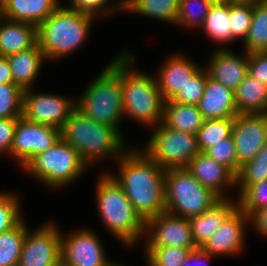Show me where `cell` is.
Segmentation results:
<instances>
[{
    "instance_id": "cell-43",
    "label": "cell",
    "mask_w": 267,
    "mask_h": 266,
    "mask_svg": "<svg viewBox=\"0 0 267 266\" xmlns=\"http://www.w3.org/2000/svg\"><path fill=\"white\" fill-rule=\"evenodd\" d=\"M20 117L0 118V153L11 154L14 131Z\"/></svg>"
},
{
    "instance_id": "cell-52",
    "label": "cell",
    "mask_w": 267,
    "mask_h": 266,
    "mask_svg": "<svg viewBox=\"0 0 267 266\" xmlns=\"http://www.w3.org/2000/svg\"><path fill=\"white\" fill-rule=\"evenodd\" d=\"M3 3H4V0H0V5H3Z\"/></svg>"
},
{
    "instance_id": "cell-42",
    "label": "cell",
    "mask_w": 267,
    "mask_h": 266,
    "mask_svg": "<svg viewBox=\"0 0 267 266\" xmlns=\"http://www.w3.org/2000/svg\"><path fill=\"white\" fill-rule=\"evenodd\" d=\"M248 73L267 85V52L248 54Z\"/></svg>"
},
{
    "instance_id": "cell-49",
    "label": "cell",
    "mask_w": 267,
    "mask_h": 266,
    "mask_svg": "<svg viewBox=\"0 0 267 266\" xmlns=\"http://www.w3.org/2000/svg\"><path fill=\"white\" fill-rule=\"evenodd\" d=\"M231 2H258V1H261V0H229Z\"/></svg>"
},
{
    "instance_id": "cell-19",
    "label": "cell",
    "mask_w": 267,
    "mask_h": 266,
    "mask_svg": "<svg viewBox=\"0 0 267 266\" xmlns=\"http://www.w3.org/2000/svg\"><path fill=\"white\" fill-rule=\"evenodd\" d=\"M197 106L204 120L234 118L238 115L234 91L209 77L208 73L205 90Z\"/></svg>"
},
{
    "instance_id": "cell-21",
    "label": "cell",
    "mask_w": 267,
    "mask_h": 266,
    "mask_svg": "<svg viewBox=\"0 0 267 266\" xmlns=\"http://www.w3.org/2000/svg\"><path fill=\"white\" fill-rule=\"evenodd\" d=\"M237 208L238 201L235 204L229 198H221L204 213L190 218L195 245L201 248Z\"/></svg>"
},
{
    "instance_id": "cell-33",
    "label": "cell",
    "mask_w": 267,
    "mask_h": 266,
    "mask_svg": "<svg viewBox=\"0 0 267 266\" xmlns=\"http://www.w3.org/2000/svg\"><path fill=\"white\" fill-rule=\"evenodd\" d=\"M148 266H182L191 252L182 247H146Z\"/></svg>"
},
{
    "instance_id": "cell-22",
    "label": "cell",
    "mask_w": 267,
    "mask_h": 266,
    "mask_svg": "<svg viewBox=\"0 0 267 266\" xmlns=\"http://www.w3.org/2000/svg\"><path fill=\"white\" fill-rule=\"evenodd\" d=\"M60 6L59 0H4L3 16L38 27Z\"/></svg>"
},
{
    "instance_id": "cell-17",
    "label": "cell",
    "mask_w": 267,
    "mask_h": 266,
    "mask_svg": "<svg viewBox=\"0 0 267 266\" xmlns=\"http://www.w3.org/2000/svg\"><path fill=\"white\" fill-rule=\"evenodd\" d=\"M187 169L203 186L211 189L220 198H227L224 195L225 186L236 185V175L205 152L200 151L189 162Z\"/></svg>"
},
{
    "instance_id": "cell-36",
    "label": "cell",
    "mask_w": 267,
    "mask_h": 266,
    "mask_svg": "<svg viewBox=\"0 0 267 266\" xmlns=\"http://www.w3.org/2000/svg\"><path fill=\"white\" fill-rule=\"evenodd\" d=\"M252 14V2L230 1L231 32L233 40L240 38L244 41L246 39L252 21Z\"/></svg>"
},
{
    "instance_id": "cell-26",
    "label": "cell",
    "mask_w": 267,
    "mask_h": 266,
    "mask_svg": "<svg viewBox=\"0 0 267 266\" xmlns=\"http://www.w3.org/2000/svg\"><path fill=\"white\" fill-rule=\"evenodd\" d=\"M203 117L197 105L165 101L162 123L170 129L196 135L203 124Z\"/></svg>"
},
{
    "instance_id": "cell-12",
    "label": "cell",
    "mask_w": 267,
    "mask_h": 266,
    "mask_svg": "<svg viewBox=\"0 0 267 266\" xmlns=\"http://www.w3.org/2000/svg\"><path fill=\"white\" fill-rule=\"evenodd\" d=\"M145 234L150 237L146 247L174 246L191 251L198 248L193 240L190 220L166 211L146 221Z\"/></svg>"
},
{
    "instance_id": "cell-11",
    "label": "cell",
    "mask_w": 267,
    "mask_h": 266,
    "mask_svg": "<svg viewBox=\"0 0 267 266\" xmlns=\"http://www.w3.org/2000/svg\"><path fill=\"white\" fill-rule=\"evenodd\" d=\"M59 139L60 129L20 117L14 131L11 154L23 168L34 156L51 148Z\"/></svg>"
},
{
    "instance_id": "cell-3",
    "label": "cell",
    "mask_w": 267,
    "mask_h": 266,
    "mask_svg": "<svg viewBox=\"0 0 267 266\" xmlns=\"http://www.w3.org/2000/svg\"><path fill=\"white\" fill-rule=\"evenodd\" d=\"M61 138L76 150L87 166L105 155L121 157L126 151L124 139L114 127L95 122L77 109L61 129Z\"/></svg>"
},
{
    "instance_id": "cell-7",
    "label": "cell",
    "mask_w": 267,
    "mask_h": 266,
    "mask_svg": "<svg viewBox=\"0 0 267 266\" xmlns=\"http://www.w3.org/2000/svg\"><path fill=\"white\" fill-rule=\"evenodd\" d=\"M220 199L194 178L187 168L165 171L166 212L190 219L204 213Z\"/></svg>"
},
{
    "instance_id": "cell-50",
    "label": "cell",
    "mask_w": 267,
    "mask_h": 266,
    "mask_svg": "<svg viewBox=\"0 0 267 266\" xmlns=\"http://www.w3.org/2000/svg\"><path fill=\"white\" fill-rule=\"evenodd\" d=\"M4 19V16H3V8H2V5H0V22Z\"/></svg>"
},
{
    "instance_id": "cell-16",
    "label": "cell",
    "mask_w": 267,
    "mask_h": 266,
    "mask_svg": "<svg viewBox=\"0 0 267 266\" xmlns=\"http://www.w3.org/2000/svg\"><path fill=\"white\" fill-rule=\"evenodd\" d=\"M249 220L250 218L238 207L201 249L213 256L238 253L244 245V225Z\"/></svg>"
},
{
    "instance_id": "cell-47",
    "label": "cell",
    "mask_w": 267,
    "mask_h": 266,
    "mask_svg": "<svg viewBox=\"0 0 267 266\" xmlns=\"http://www.w3.org/2000/svg\"><path fill=\"white\" fill-rule=\"evenodd\" d=\"M246 164H265L267 165V141L256 157Z\"/></svg>"
},
{
    "instance_id": "cell-18",
    "label": "cell",
    "mask_w": 267,
    "mask_h": 266,
    "mask_svg": "<svg viewBox=\"0 0 267 266\" xmlns=\"http://www.w3.org/2000/svg\"><path fill=\"white\" fill-rule=\"evenodd\" d=\"M214 52L206 69L208 76L235 91L248 74V54L239 57L225 48Z\"/></svg>"
},
{
    "instance_id": "cell-5",
    "label": "cell",
    "mask_w": 267,
    "mask_h": 266,
    "mask_svg": "<svg viewBox=\"0 0 267 266\" xmlns=\"http://www.w3.org/2000/svg\"><path fill=\"white\" fill-rule=\"evenodd\" d=\"M76 102L85 117L118 130L123 111L121 55L108 65Z\"/></svg>"
},
{
    "instance_id": "cell-28",
    "label": "cell",
    "mask_w": 267,
    "mask_h": 266,
    "mask_svg": "<svg viewBox=\"0 0 267 266\" xmlns=\"http://www.w3.org/2000/svg\"><path fill=\"white\" fill-rule=\"evenodd\" d=\"M244 45L247 54L267 52V0L253 3L252 21Z\"/></svg>"
},
{
    "instance_id": "cell-51",
    "label": "cell",
    "mask_w": 267,
    "mask_h": 266,
    "mask_svg": "<svg viewBox=\"0 0 267 266\" xmlns=\"http://www.w3.org/2000/svg\"><path fill=\"white\" fill-rule=\"evenodd\" d=\"M214 2H217V1H229V0H213Z\"/></svg>"
},
{
    "instance_id": "cell-23",
    "label": "cell",
    "mask_w": 267,
    "mask_h": 266,
    "mask_svg": "<svg viewBox=\"0 0 267 266\" xmlns=\"http://www.w3.org/2000/svg\"><path fill=\"white\" fill-rule=\"evenodd\" d=\"M5 23V24H4ZM37 43V27L4 18L0 22V55L9 56L32 48Z\"/></svg>"
},
{
    "instance_id": "cell-15",
    "label": "cell",
    "mask_w": 267,
    "mask_h": 266,
    "mask_svg": "<svg viewBox=\"0 0 267 266\" xmlns=\"http://www.w3.org/2000/svg\"><path fill=\"white\" fill-rule=\"evenodd\" d=\"M102 243L89 229L71 236L61 234V258L71 266H117L106 259Z\"/></svg>"
},
{
    "instance_id": "cell-10",
    "label": "cell",
    "mask_w": 267,
    "mask_h": 266,
    "mask_svg": "<svg viewBox=\"0 0 267 266\" xmlns=\"http://www.w3.org/2000/svg\"><path fill=\"white\" fill-rule=\"evenodd\" d=\"M76 110V102L52 94L23 92L22 117L30 122L62 129Z\"/></svg>"
},
{
    "instance_id": "cell-32",
    "label": "cell",
    "mask_w": 267,
    "mask_h": 266,
    "mask_svg": "<svg viewBox=\"0 0 267 266\" xmlns=\"http://www.w3.org/2000/svg\"><path fill=\"white\" fill-rule=\"evenodd\" d=\"M213 3V0H179L176 24L190 29L197 25L202 26Z\"/></svg>"
},
{
    "instance_id": "cell-45",
    "label": "cell",
    "mask_w": 267,
    "mask_h": 266,
    "mask_svg": "<svg viewBox=\"0 0 267 266\" xmlns=\"http://www.w3.org/2000/svg\"><path fill=\"white\" fill-rule=\"evenodd\" d=\"M211 256L212 255L204 252L201 248H197L189 253L182 266H199L200 263L210 260Z\"/></svg>"
},
{
    "instance_id": "cell-41",
    "label": "cell",
    "mask_w": 267,
    "mask_h": 266,
    "mask_svg": "<svg viewBox=\"0 0 267 266\" xmlns=\"http://www.w3.org/2000/svg\"><path fill=\"white\" fill-rule=\"evenodd\" d=\"M267 180V165L244 164L236 175V185L240 186V194L252 184Z\"/></svg>"
},
{
    "instance_id": "cell-27",
    "label": "cell",
    "mask_w": 267,
    "mask_h": 266,
    "mask_svg": "<svg viewBox=\"0 0 267 266\" xmlns=\"http://www.w3.org/2000/svg\"><path fill=\"white\" fill-rule=\"evenodd\" d=\"M203 29L209 38L221 42L233 40L231 32L230 1L214 2L204 19Z\"/></svg>"
},
{
    "instance_id": "cell-44",
    "label": "cell",
    "mask_w": 267,
    "mask_h": 266,
    "mask_svg": "<svg viewBox=\"0 0 267 266\" xmlns=\"http://www.w3.org/2000/svg\"><path fill=\"white\" fill-rule=\"evenodd\" d=\"M250 222L253 223L254 227L259 231L262 236H267V207L255 212L250 217Z\"/></svg>"
},
{
    "instance_id": "cell-14",
    "label": "cell",
    "mask_w": 267,
    "mask_h": 266,
    "mask_svg": "<svg viewBox=\"0 0 267 266\" xmlns=\"http://www.w3.org/2000/svg\"><path fill=\"white\" fill-rule=\"evenodd\" d=\"M232 137L238 165L242 167L256 157L267 141V113L236 115Z\"/></svg>"
},
{
    "instance_id": "cell-39",
    "label": "cell",
    "mask_w": 267,
    "mask_h": 266,
    "mask_svg": "<svg viewBox=\"0 0 267 266\" xmlns=\"http://www.w3.org/2000/svg\"><path fill=\"white\" fill-rule=\"evenodd\" d=\"M205 153L218 163L229 168L235 175L239 173L241 167L238 165L235 144L232 135L211 146L205 151Z\"/></svg>"
},
{
    "instance_id": "cell-25",
    "label": "cell",
    "mask_w": 267,
    "mask_h": 266,
    "mask_svg": "<svg viewBox=\"0 0 267 266\" xmlns=\"http://www.w3.org/2000/svg\"><path fill=\"white\" fill-rule=\"evenodd\" d=\"M234 101L238 114L267 113V85L248 73L234 91Z\"/></svg>"
},
{
    "instance_id": "cell-31",
    "label": "cell",
    "mask_w": 267,
    "mask_h": 266,
    "mask_svg": "<svg viewBox=\"0 0 267 266\" xmlns=\"http://www.w3.org/2000/svg\"><path fill=\"white\" fill-rule=\"evenodd\" d=\"M234 118L206 119L197 132L198 146L205 152L211 146L232 135Z\"/></svg>"
},
{
    "instance_id": "cell-30",
    "label": "cell",
    "mask_w": 267,
    "mask_h": 266,
    "mask_svg": "<svg viewBox=\"0 0 267 266\" xmlns=\"http://www.w3.org/2000/svg\"><path fill=\"white\" fill-rule=\"evenodd\" d=\"M27 230L22 220L11 230L0 233V266H18Z\"/></svg>"
},
{
    "instance_id": "cell-46",
    "label": "cell",
    "mask_w": 267,
    "mask_h": 266,
    "mask_svg": "<svg viewBox=\"0 0 267 266\" xmlns=\"http://www.w3.org/2000/svg\"><path fill=\"white\" fill-rule=\"evenodd\" d=\"M0 84H14L7 57L0 55Z\"/></svg>"
},
{
    "instance_id": "cell-20",
    "label": "cell",
    "mask_w": 267,
    "mask_h": 266,
    "mask_svg": "<svg viewBox=\"0 0 267 266\" xmlns=\"http://www.w3.org/2000/svg\"><path fill=\"white\" fill-rule=\"evenodd\" d=\"M165 62L156 82L164 101L172 100L201 68L181 55Z\"/></svg>"
},
{
    "instance_id": "cell-2",
    "label": "cell",
    "mask_w": 267,
    "mask_h": 266,
    "mask_svg": "<svg viewBox=\"0 0 267 266\" xmlns=\"http://www.w3.org/2000/svg\"><path fill=\"white\" fill-rule=\"evenodd\" d=\"M99 177L96 200L103 222L122 243L128 246L135 245L134 243L145 235L146 222L109 173Z\"/></svg>"
},
{
    "instance_id": "cell-24",
    "label": "cell",
    "mask_w": 267,
    "mask_h": 266,
    "mask_svg": "<svg viewBox=\"0 0 267 266\" xmlns=\"http://www.w3.org/2000/svg\"><path fill=\"white\" fill-rule=\"evenodd\" d=\"M13 83L23 90H31V83L37 77L41 64L46 60L44 52L36 43L32 48L7 56Z\"/></svg>"
},
{
    "instance_id": "cell-38",
    "label": "cell",
    "mask_w": 267,
    "mask_h": 266,
    "mask_svg": "<svg viewBox=\"0 0 267 266\" xmlns=\"http://www.w3.org/2000/svg\"><path fill=\"white\" fill-rule=\"evenodd\" d=\"M204 70L205 69H200L191 77L172 101L181 104L198 105L206 86L207 70Z\"/></svg>"
},
{
    "instance_id": "cell-13",
    "label": "cell",
    "mask_w": 267,
    "mask_h": 266,
    "mask_svg": "<svg viewBox=\"0 0 267 266\" xmlns=\"http://www.w3.org/2000/svg\"><path fill=\"white\" fill-rule=\"evenodd\" d=\"M57 226L45 224L26 231L18 266H54L61 259V233Z\"/></svg>"
},
{
    "instance_id": "cell-29",
    "label": "cell",
    "mask_w": 267,
    "mask_h": 266,
    "mask_svg": "<svg viewBox=\"0 0 267 266\" xmlns=\"http://www.w3.org/2000/svg\"><path fill=\"white\" fill-rule=\"evenodd\" d=\"M179 0H129L127 10L176 24Z\"/></svg>"
},
{
    "instance_id": "cell-8",
    "label": "cell",
    "mask_w": 267,
    "mask_h": 266,
    "mask_svg": "<svg viewBox=\"0 0 267 266\" xmlns=\"http://www.w3.org/2000/svg\"><path fill=\"white\" fill-rule=\"evenodd\" d=\"M87 165L76 150L62 138L51 148L34 156L23 168L41 183L65 186L77 179Z\"/></svg>"
},
{
    "instance_id": "cell-35",
    "label": "cell",
    "mask_w": 267,
    "mask_h": 266,
    "mask_svg": "<svg viewBox=\"0 0 267 266\" xmlns=\"http://www.w3.org/2000/svg\"><path fill=\"white\" fill-rule=\"evenodd\" d=\"M23 92L16 84H0V118L22 117Z\"/></svg>"
},
{
    "instance_id": "cell-48",
    "label": "cell",
    "mask_w": 267,
    "mask_h": 266,
    "mask_svg": "<svg viewBox=\"0 0 267 266\" xmlns=\"http://www.w3.org/2000/svg\"><path fill=\"white\" fill-rule=\"evenodd\" d=\"M54 266H71L65 262L62 258Z\"/></svg>"
},
{
    "instance_id": "cell-34",
    "label": "cell",
    "mask_w": 267,
    "mask_h": 266,
    "mask_svg": "<svg viewBox=\"0 0 267 266\" xmlns=\"http://www.w3.org/2000/svg\"><path fill=\"white\" fill-rule=\"evenodd\" d=\"M239 195L238 207L250 218L267 207V180L249 185Z\"/></svg>"
},
{
    "instance_id": "cell-40",
    "label": "cell",
    "mask_w": 267,
    "mask_h": 266,
    "mask_svg": "<svg viewBox=\"0 0 267 266\" xmlns=\"http://www.w3.org/2000/svg\"><path fill=\"white\" fill-rule=\"evenodd\" d=\"M109 1L110 0H71L69 8L79 11L80 13L88 14L92 17H96V15L104 17V15L114 12L113 10H127L129 0H122L117 3L116 6L114 5L112 7L107 6Z\"/></svg>"
},
{
    "instance_id": "cell-37",
    "label": "cell",
    "mask_w": 267,
    "mask_h": 266,
    "mask_svg": "<svg viewBox=\"0 0 267 266\" xmlns=\"http://www.w3.org/2000/svg\"><path fill=\"white\" fill-rule=\"evenodd\" d=\"M20 215L18 197L0 192V233L16 227L23 220Z\"/></svg>"
},
{
    "instance_id": "cell-9",
    "label": "cell",
    "mask_w": 267,
    "mask_h": 266,
    "mask_svg": "<svg viewBox=\"0 0 267 266\" xmlns=\"http://www.w3.org/2000/svg\"><path fill=\"white\" fill-rule=\"evenodd\" d=\"M155 128L143 152L164 170L187 168L200 152L197 135L175 131L162 122Z\"/></svg>"
},
{
    "instance_id": "cell-1",
    "label": "cell",
    "mask_w": 267,
    "mask_h": 266,
    "mask_svg": "<svg viewBox=\"0 0 267 266\" xmlns=\"http://www.w3.org/2000/svg\"><path fill=\"white\" fill-rule=\"evenodd\" d=\"M118 160L121 176L119 179L111 176L122 187L141 218L146 222L165 212L166 170L142 151H125Z\"/></svg>"
},
{
    "instance_id": "cell-6",
    "label": "cell",
    "mask_w": 267,
    "mask_h": 266,
    "mask_svg": "<svg viewBox=\"0 0 267 266\" xmlns=\"http://www.w3.org/2000/svg\"><path fill=\"white\" fill-rule=\"evenodd\" d=\"M95 18L59 6L37 27V44L46 59H57L77 49L89 33Z\"/></svg>"
},
{
    "instance_id": "cell-4",
    "label": "cell",
    "mask_w": 267,
    "mask_h": 266,
    "mask_svg": "<svg viewBox=\"0 0 267 266\" xmlns=\"http://www.w3.org/2000/svg\"><path fill=\"white\" fill-rule=\"evenodd\" d=\"M134 57L121 54V86L124 114L149 126L163 121L164 99L155 78L131 69ZM159 122V123H158Z\"/></svg>"
}]
</instances>
